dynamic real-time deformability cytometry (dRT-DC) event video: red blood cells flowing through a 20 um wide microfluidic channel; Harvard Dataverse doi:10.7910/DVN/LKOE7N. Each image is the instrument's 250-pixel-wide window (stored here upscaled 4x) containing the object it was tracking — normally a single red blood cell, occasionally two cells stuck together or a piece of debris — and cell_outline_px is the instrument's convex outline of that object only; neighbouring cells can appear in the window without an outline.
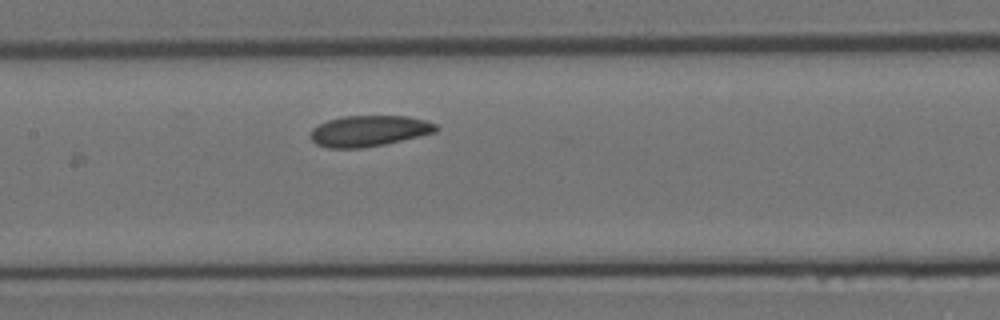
{"species": "Egyptian fruit bat (a non-hibernating species)", "species_latin": "Rousettus aegyptiacus", "temperature_condition": "room temperature", "stored_images_in_passage": 10, "camera_frame_rate_fps": 3000, "um_per_image_px": 0.085, "animal": {"sex": "female"}, "frame": {"image": 1, "passage_image": 10, "time_ms": 3.0, "image_size_px": [1000, 320], "cell_outline_px": [[440, 128], [436, 132], [384, 144], [364, 148], [328, 148], [316, 144], [312, 140], [312, 128], [328, 120], [344, 116], [408, 116], [424, 120], [436, 124]], "centroid_in_image_um": [31.38, 11.13], "position_along_channel_um": 176.0, "area_um2": 22.48}}